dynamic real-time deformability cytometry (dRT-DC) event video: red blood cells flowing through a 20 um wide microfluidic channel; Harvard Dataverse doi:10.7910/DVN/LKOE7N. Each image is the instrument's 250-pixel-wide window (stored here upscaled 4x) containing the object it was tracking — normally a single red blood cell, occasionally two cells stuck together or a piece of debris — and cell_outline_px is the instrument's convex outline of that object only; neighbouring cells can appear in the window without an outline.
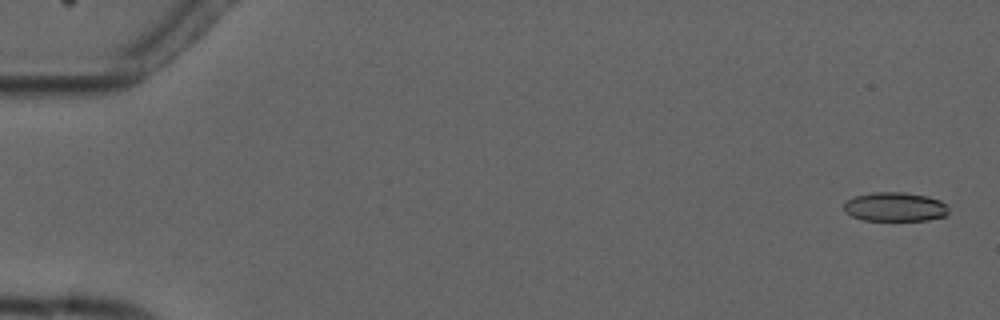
{"species": "common noctule bat (a hibernating species)", "species_latin": "Nyctalus noctula", "temperature_condition": "cold", "stored_images_in_passage": 6, "camera_frame_rate_fps": 3000, "um_per_image_px": 0.085, "animal": {"sex": "male", "forearm_length_mm": 52.5}, "frame": {"image": 1, "passage_image": 1, "time_ms": 0.0, "image_size_px": [1000, 320], "cell_outline_px": [[948, 212], [944, 216], [928, 220], [864, 220], [852, 216], [844, 212], [844, 204], [848, 200], [856, 196], [872, 192], [904, 192], [928, 196], [940, 200], [948, 204]], "centroid_in_image_um": [76.1, 17.58], "position_along_channel_um": 8.9, "area_um2": 17.8}}
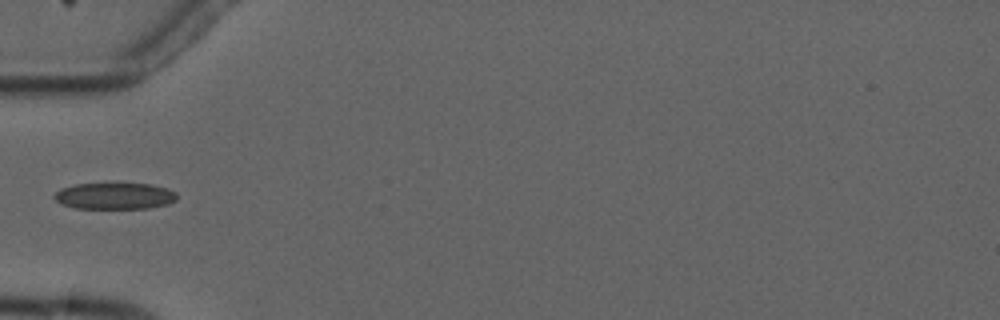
{"frame": {"image": 2, "passage_image": 6, "time_ms": 5.667, "image_size_px": [1000, 320], "cell_outline_px": [[176, 200], [168, 204], [148, 208], [76, 208], [64, 204], [56, 200], [52, 196], [60, 188], [76, 184], [152, 184], [168, 188], [176, 192]], "centroid_in_image_um": [9.77, 16.65], "position_along_channel_um": 75.2, "area_um2": 18.79}}